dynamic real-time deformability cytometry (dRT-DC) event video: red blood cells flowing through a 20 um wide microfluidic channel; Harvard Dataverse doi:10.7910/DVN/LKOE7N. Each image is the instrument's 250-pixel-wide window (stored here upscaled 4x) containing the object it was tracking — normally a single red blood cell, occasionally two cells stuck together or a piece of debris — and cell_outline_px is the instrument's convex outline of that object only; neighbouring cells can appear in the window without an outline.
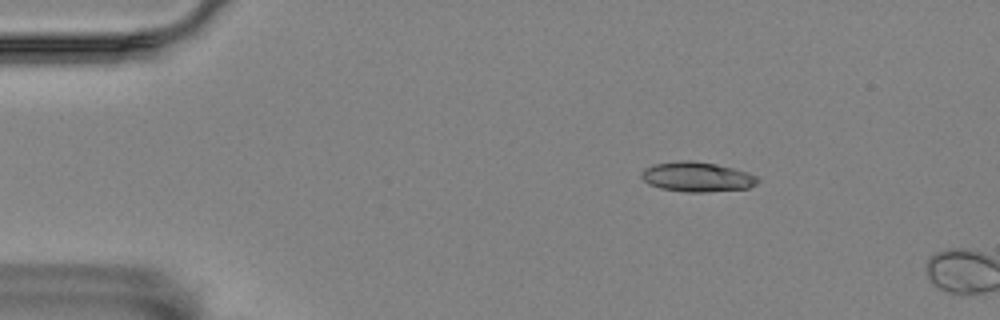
{"species": "Egyptian fruit bat (a non-hibernating species)", "species_latin": "Rousettus aegyptiacus", "temperature_condition": "room temperature", "stored_images_in_passage": 14, "camera_frame_rate_fps": 3000, "um_per_image_px": 0.085, "animal": {"sex": "female"}, "frame": {"image": 1, "passage_image": 5, "time_ms": 1.333, "image_size_px": [1000, 320], "cell_outline_px": [[760, 180], [756, 184], [748, 188], [708, 192], [688, 192], [660, 188], [648, 184], [640, 176], [640, 172], [644, 168], [652, 164], [680, 160], [692, 160], [716, 164], [748, 172], [756, 176]], "centroid_in_image_um": [59.22, 15.03], "position_along_channel_um": 25.8, "area_um2": 20.35}}